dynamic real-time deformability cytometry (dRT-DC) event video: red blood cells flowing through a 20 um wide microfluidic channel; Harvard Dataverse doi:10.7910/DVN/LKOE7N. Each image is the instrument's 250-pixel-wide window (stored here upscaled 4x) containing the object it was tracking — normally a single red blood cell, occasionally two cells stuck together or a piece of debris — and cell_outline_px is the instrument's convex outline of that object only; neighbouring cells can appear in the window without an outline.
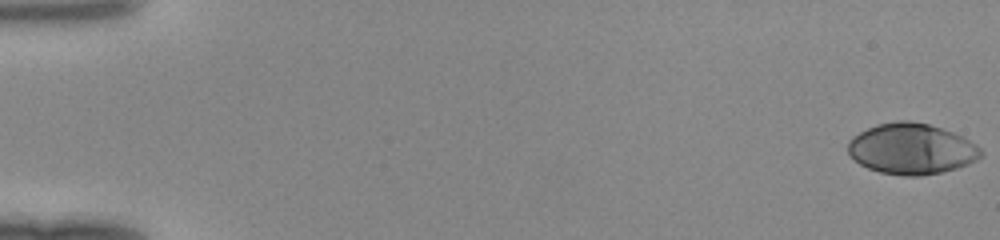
{"species": "human", "species_latin": "Homo sapiens", "temperature_condition": "room temperature", "stored_images_in_passage": 48, "camera_frame_rate_fps": 3000, "um_per_image_px": 0.085, "donor": {"sex": "female"}, "frame": {"image": 1, "passage_image": 1, "time_ms": 0.0, "image_size_px": [1000, 240], "cell_outline_px": [[984, 156], [968, 164], [956, 168], [940, 172], [920, 176], [904, 176], [880, 172], [868, 168], [860, 164], [848, 152], [848, 140], [852, 136], [876, 124], [896, 120], [908, 120], [928, 124], [964, 136], [976, 144], [984, 152]], "centroid_in_image_um": [77.5, 12.64], "position_along_channel_um": 7.5, "area_um2": 39.54}}
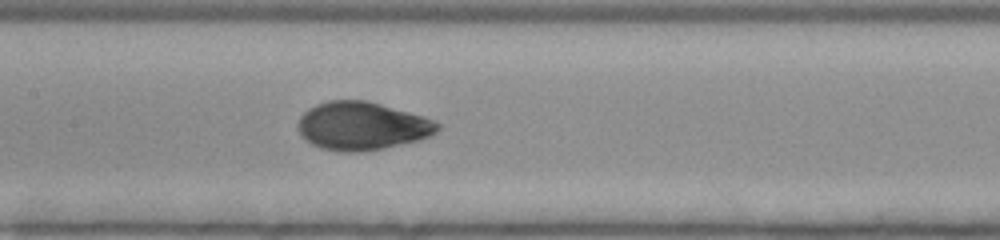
{"frame": {"image": 2, "passage_image": 25, "time_ms": 8.0, "image_size_px": [1000, 240], "cell_outline_px": [[440, 128], [432, 136], [420, 140], [384, 148], [360, 152], [336, 152], [320, 148], [312, 144], [300, 136], [296, 124], [300, 116], [308, 108], [316, 104], [328, 100], [368, 100], [424, 116], [440, 124]], "centroid_in_image_um": [30.75, 10.71], "position_along_channel_um": 176.7, "area_um2": 39.71}}
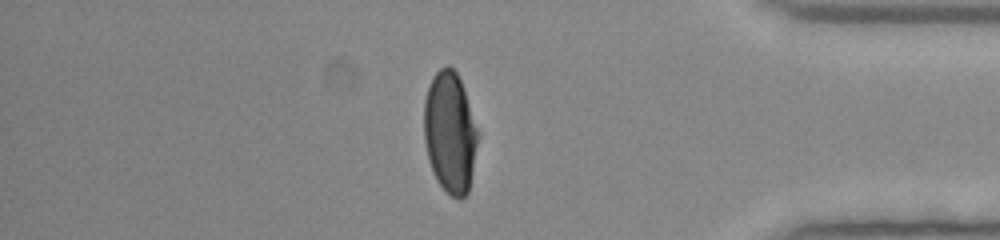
{"frame": {"image": 3, "passage_image": 42, "time_ms": 13.667, "image_size_px": [1000, 240], "cell_outline_px": [[480, 132], [468, 192], [460, 200], [452, 196], [436, 180], [432, 172], [428, 160], [424, 140], [424, 100], [428, 84], [432, 76], [444, 64], [448, 64], [456, 72], [460, 80]], "centroid_in_image_um": [38.24, 11.23], "position_along_channel_um": 397.0, "area_um2": 38.44}}